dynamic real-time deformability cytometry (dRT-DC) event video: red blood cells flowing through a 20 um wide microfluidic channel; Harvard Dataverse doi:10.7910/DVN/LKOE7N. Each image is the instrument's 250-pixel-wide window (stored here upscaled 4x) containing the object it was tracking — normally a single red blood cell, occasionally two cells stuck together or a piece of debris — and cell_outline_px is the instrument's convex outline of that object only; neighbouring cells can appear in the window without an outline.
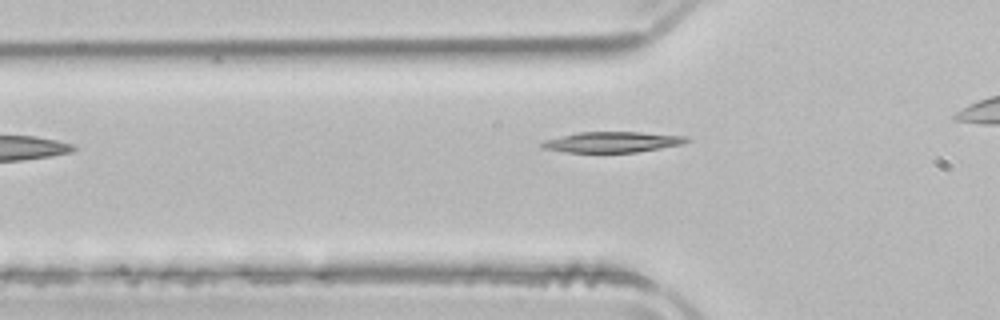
{"species": "common noctule bat (a hibernating species)", "species_latin": "Nyctalus noctula", "temperature_condition": "room temperature", "stored_images_in_passage": 27, "camera_frame_rate_fps": 3000, "um_per_image_px": 0.085, "animal": {"sex": "male", "body_mass_g": 21.5, "forearm_length_mm": 52.0}, "frame": {"image": 1, "passage_image": 2, "time_ms": 0.333, "image_size_px": [1000, 320], "cell_outline_px": [[692, 140], [684, 144], [636, 152], [568, 152], [544, 148], [540, 144], [544, 140], [580, 132], [640, 132], [688, 136]], "centroid_in_image_um": [52.13, 12.07], "position_along_channel_um": 73.7, "area_um2": 17.28}}
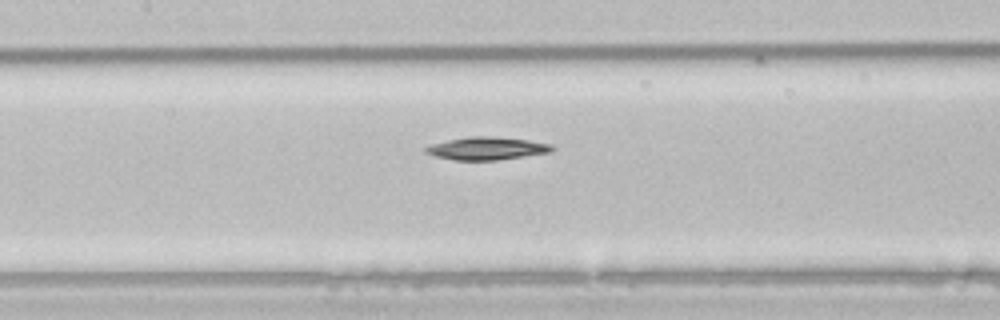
{"frame": {"image": 2, "passage_image": 9, "time_ms": 2.667, "image_size_px": [1000, 320], "cell_outline_px": [[556, 148], [552, 152], [496, 160], [452, 160], [432, 156], [424, 152], [424, 148], [432, 144], [448, 140], [468, 136], [492, 136], [528, 140], [552, 144]], "centroid_in_image_um": [41.37, 12.61], "position_along_channel_um": 166.0, "area_um2": 16.94}}
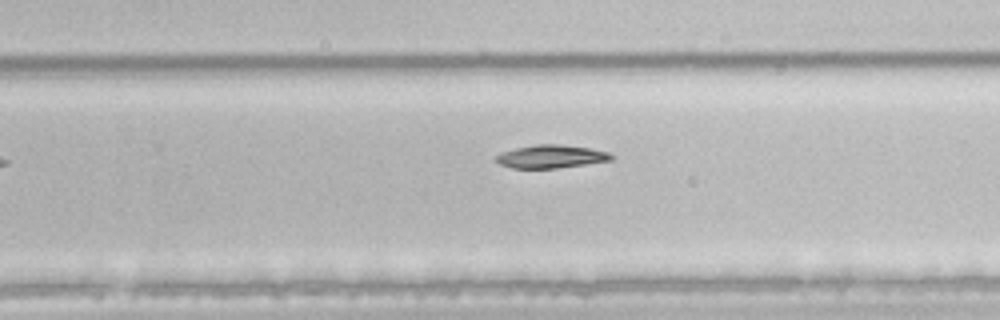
{"frame": {"image": 3, "passage_image": 18, "time_ms": 5.667, "image_size_px": [1000, 320], "cell_outline_px": [[616, 156], [612, 160], [556, 168], [512, 168], [500, 164], [492, 156], [500, 152], [516, 148], [536, 144], [560, 144], [592, 148], [608, 152]], "centroid_in_image_um": [46.83, 13.29], "position_along_channel_um": 283.0, "area_um2": 15.66}}